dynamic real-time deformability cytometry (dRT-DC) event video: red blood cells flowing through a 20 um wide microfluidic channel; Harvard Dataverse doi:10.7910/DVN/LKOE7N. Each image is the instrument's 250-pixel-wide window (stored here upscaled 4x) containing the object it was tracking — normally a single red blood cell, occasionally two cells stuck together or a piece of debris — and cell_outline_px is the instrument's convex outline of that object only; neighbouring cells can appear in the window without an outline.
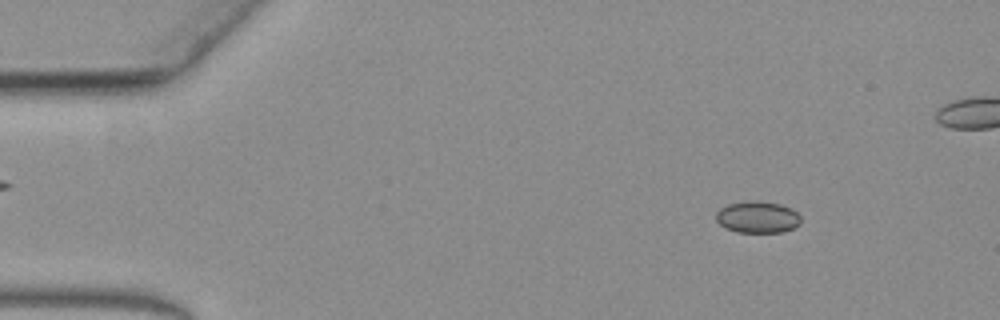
{"species": "common noctule bat (a hibernating species)", "species_latin": "Nyctalus noctula", "temperature_condition": "warm", "stored_images_in_passage": 54, "camera_frame_rate_fps": 3000, "um_per_image_px": 0.085, "animal": {"sex": "female", "body_mass_g": 19.3, "forearm_length_mm": 54.1}, "frame": {"image": 1, "passage_image": 8, "time_ms": 2.333, "image_size_px": [1000, 320], "cell_outline_px": [[800, 224], [784, 232], [736, 232], [724, 228], [716, 220], [716, 212], [720, 208], [728, 204], [752, 200], [780, 204], [792, 208], [800, 216]], "centroid_in_image_um": [64.38, 18.46], "position_along_channel_um": 20.6, "area_um2": 15.72}}
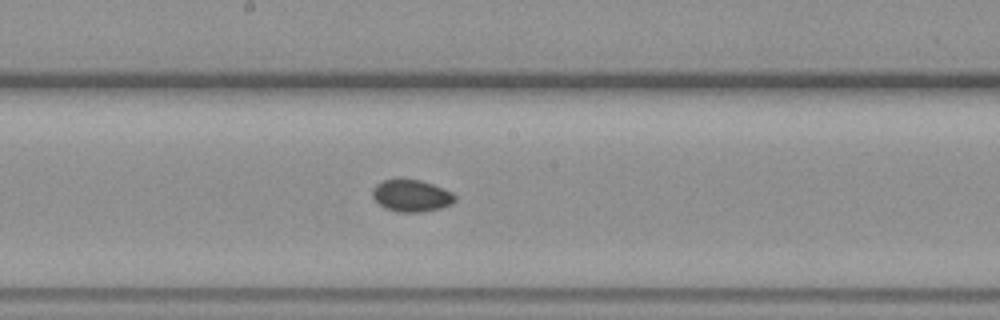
{"frame": {"image": 2, "passage_image": 33, "time_ms": 10.667, "image_size_px": [1000, 320], "cell_outline_px": [[456, 200], [452, 204], [440, 208], [420, 212], [396, 212], [384, 208], [372, 196], [372, 188], [376, 184], [384, 180], [420, 180], [444, 188], [452, 192], [456, 196]], "centroid_in_image_um": [34.98, 16.65], "position_along_channel_um": 213.2, "area_um2": 15.32}}
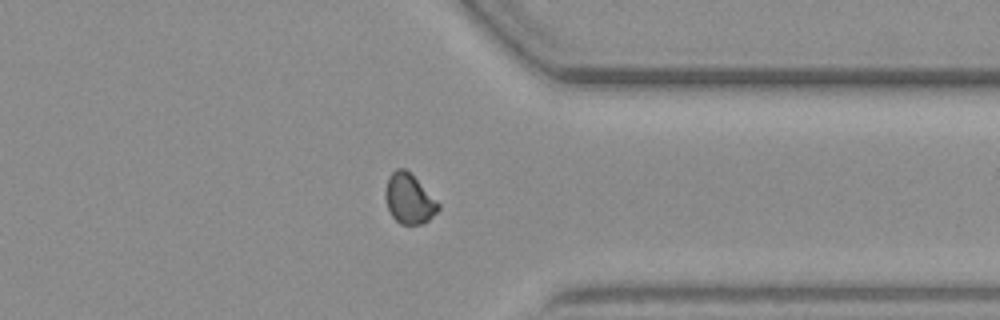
{"frame": {"image": 3, "passage_image": 48, "time_ms": 15.667, "image_size_px": [1000, 320], "cell_outline_px": [[440, 208], [428, 220], [420, 224], [400, 224], [392, 216], [388, 208], [384, 196], [384, 192], [388, 176], [396, 168], [404, 168], [440, 204]], "centroid_in_image_um": [34.73, 16.9], "position_along_channel_um": 376.7, "area_um2": 15.09}}